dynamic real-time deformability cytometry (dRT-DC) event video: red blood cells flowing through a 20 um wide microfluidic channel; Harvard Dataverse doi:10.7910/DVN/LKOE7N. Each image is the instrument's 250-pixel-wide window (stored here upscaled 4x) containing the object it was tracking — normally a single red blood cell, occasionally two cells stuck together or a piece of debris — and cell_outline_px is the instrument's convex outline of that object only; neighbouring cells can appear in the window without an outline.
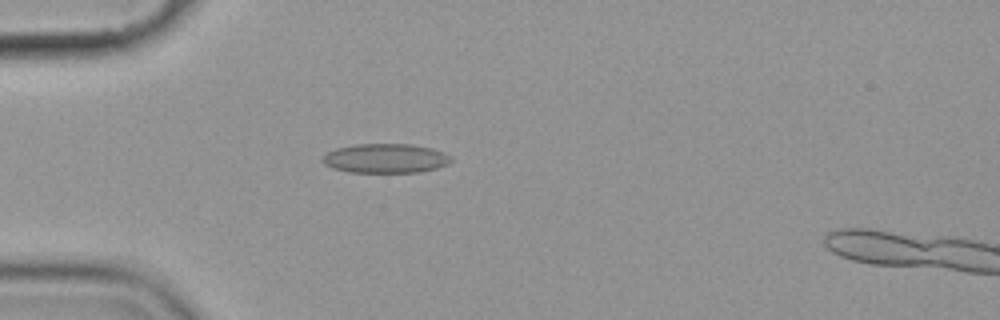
{"species": "common noctule bat (a hibernating species)", "species_latin": "Nyctalus noctula", "temperature_condition": "cold", "stored_images_in_passage": 6, "camera_frame_rate_fps": 3000, "um_per_image_px": 0.085, "animal": {"sex": "female", "body_mass_g": 19.9}, "frame": {"image": 1, "passage_image": 5, "time_ms": 4.667, "image_size_px": [1000, 320], "cell_outline_px": [[452, 160], [448, 164], [436, 168], [420, 172], [352, 172], [332, 168], [324, 164], [320, 160], [328, 152], [336, 148], [356, 144], [412, 144], [432, 148], [444, 152]], "centroid_in_image_um": [32.76, 13.45], "position_along_channel_um": 52.2, "area_um2": 21.91}}